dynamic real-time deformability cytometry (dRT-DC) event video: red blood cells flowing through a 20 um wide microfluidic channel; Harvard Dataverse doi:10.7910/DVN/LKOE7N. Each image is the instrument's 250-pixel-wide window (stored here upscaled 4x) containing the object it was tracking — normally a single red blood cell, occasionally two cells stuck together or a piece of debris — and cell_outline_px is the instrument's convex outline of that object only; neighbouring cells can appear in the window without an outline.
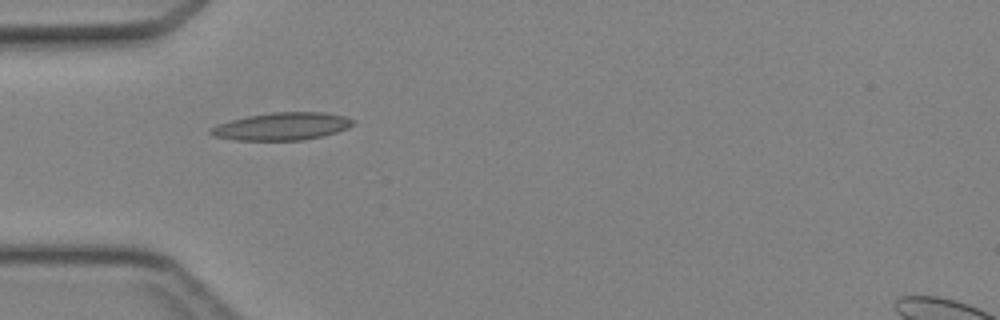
{"species": "Egyptian fruit bat (a non-hibernating species)", "species_latin": "Rousettus aegyptiacus", "temperature_condition": "cold", "stored_images_in_passage": 7, "camera_frame_rate_fps": 3000, "um_per_image_px": 0.085, "animal": {"sex": "female"}, "frame": {"image": 1, "passage_image": 1, "time_ms": 0.0, "image_size_px": [1000, 320], "cell_outline_px": [[356, 120], [348, 128], [324, 136], [304, 140], [236, 140], [212, 136], [208, 132], [208, 128], [216, 124], [248, 116], [272, 112], [324, 112], [344, 116]], "centroid_in_image_um": [23.94, 10.74], "position_along_channel_um": 61.1, "area_um2": 23.0}}
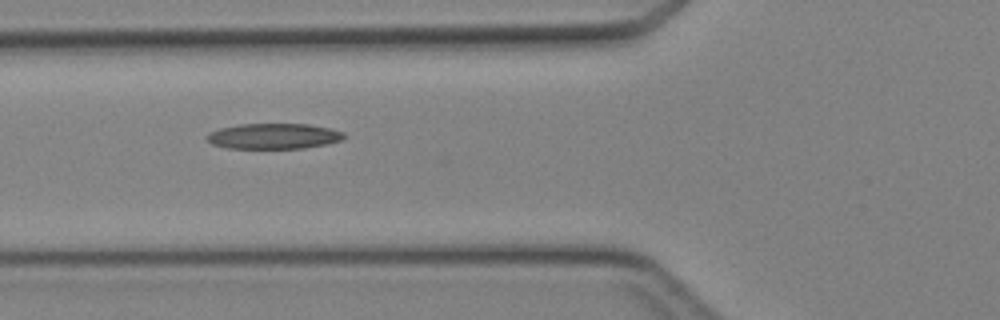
{"frame": {"image": 2, "passage_image": 4, "time_ms": 1.0, "image_size_px": [1000, 320], "cell_outline_px": [[344, 140], [304, 148], [228, 148], [212, 144], [208, 140], [208, 132], [220, 128], [240, 124], [308, 124], [332, 128], [344, 132]], "centroid_in_image_um": [23.29, 11.57], "position_along_channel_um": 102.5, "area_um2": 20.35}}
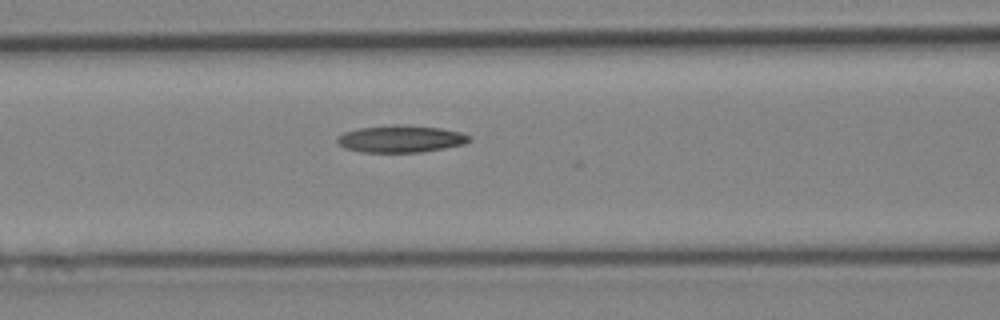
{"frame": {"image": 3, "passage_image": 6, "time_ms": 1.667, "image_size_px": [1000, 320], "cell_outline_px": [[472, 140], [464, 144], [444, 148], [420, 152], [360, 152], [344, 148], [336, 140], [336, 136], [344, 132], [360, 128], [440, 128], [460, 132], [472, 136]], "centroid_in_image_um": [34.07, 11.86], "position_along_channel_um": 132.5, "area_um2": 19.71}}